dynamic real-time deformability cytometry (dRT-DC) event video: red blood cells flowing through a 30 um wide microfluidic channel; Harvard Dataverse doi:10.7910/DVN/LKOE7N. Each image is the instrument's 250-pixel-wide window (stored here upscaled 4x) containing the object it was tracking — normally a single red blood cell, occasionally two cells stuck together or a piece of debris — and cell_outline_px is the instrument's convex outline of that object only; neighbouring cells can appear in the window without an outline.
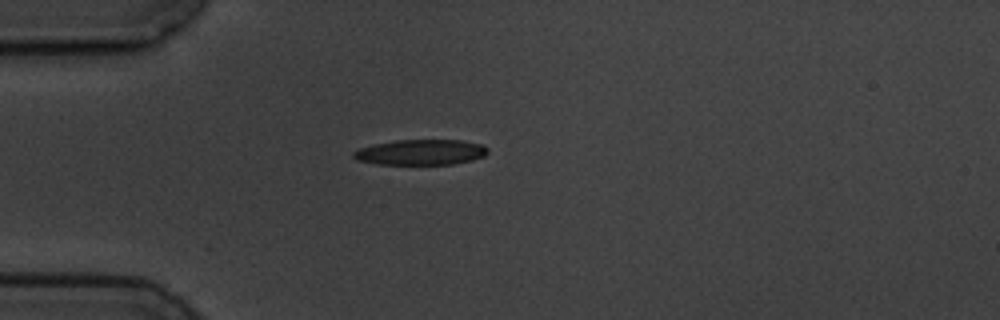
{"species": "common noctule bat (a hibernating species)", "species_latin": "Nyctalus noctula", "temperature_condition": "cold", "stored_images_in_passage": 1, "camera_frame_rate_fps": 3000, "um_per_image_px": 0.085, "animal": {"sex": "male", "body_mass_g": 19.5, "forearm_length_mm": 54.6}, "frame": {"image": 1, "passage_image": 1, "time_ms": 0.0, "image_size_px": [1000, 320], "cell_outline_px": [[488, 152], [484, 156], [472, 160], [452, 164], [376, 164], [356, 160], [352, 156], [352, 152], [360, 148], [372, 144], [396, 140], [460, 140], [484, 144], [488, 148]], "centroid_in_image_um": [35.76, 12.93], "position_along_channel_um": 49.2, "area_um2": 20.06}}